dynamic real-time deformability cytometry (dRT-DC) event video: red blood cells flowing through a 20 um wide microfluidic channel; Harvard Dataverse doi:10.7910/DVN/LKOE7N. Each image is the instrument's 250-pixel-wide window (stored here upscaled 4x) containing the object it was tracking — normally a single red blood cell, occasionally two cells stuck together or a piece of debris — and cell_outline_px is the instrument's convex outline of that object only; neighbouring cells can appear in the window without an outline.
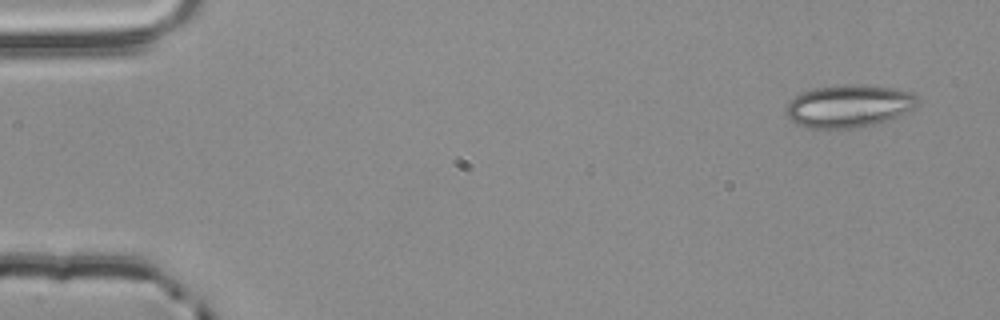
{"species": "common noctule bat (a hibernating species)", "species_latin": "Nyctalus noctula", "temperature_condition": "room temperature", "stored_images_in_passage": 3, "camera_frame_rate_fps": 3000, "um_per_image_px": 0.085, "animal": {"sex": "male", "body_mass_g": 20.4}, "frame": {"image": 1, "passage_image": 1, "time_ms": 0.0, "image_size_px": [1000, 320], "cell_outline_px": [[920, 100], [912, 108], [888, 120], [876, 124], [852, 128], [812, 128], [796, 124], [788, 116], [784, 108], [800, 92], [816, 88], [840, 84], [860, 84], [892, 88], [912, 92]], "centroid_in_image_um": [72.13, 9.0], "position_along_channel_um": 12.9, "area_um2": 32.48}}